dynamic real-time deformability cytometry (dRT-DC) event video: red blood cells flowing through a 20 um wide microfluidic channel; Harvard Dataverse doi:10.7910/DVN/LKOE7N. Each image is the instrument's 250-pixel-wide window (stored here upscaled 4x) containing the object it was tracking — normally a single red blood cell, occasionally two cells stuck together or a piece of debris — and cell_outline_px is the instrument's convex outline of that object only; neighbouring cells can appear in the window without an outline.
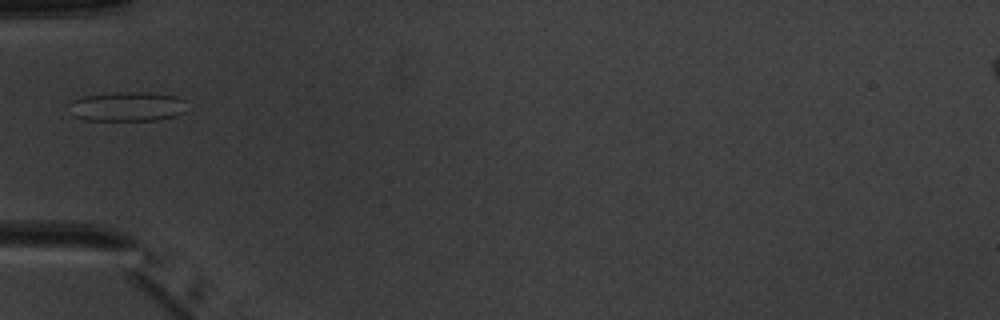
{"species": "common noctule bat (a hibernating species)", "species_latin": "Nyctalus noctula", "temperature_condition": "warm", "stored_images_in_passage": 2, "camera_frame_rate_fps": 3000, "um_per_image_px": 0.085, "animal": {"sex": "male", "body_mass_g": 20.1, "forearm_length_mm": 53.5}, "frame": {"image": 1, "passage_image": 1, "time_ms": 0.0, "image_size_px": [1000, 320], "cell_outline_px": [[192, 100], [188, 112], [176, 116], [160, 120], [84, 120], [72, 116], [68, 104], [72, 100], [84, 96], [116, 92], [148, 92], [176, 96]], "centroid_in_image_um": [10.94, 9.05], "position_along_channel_um": 74.1, "area_um2": 21.1}}
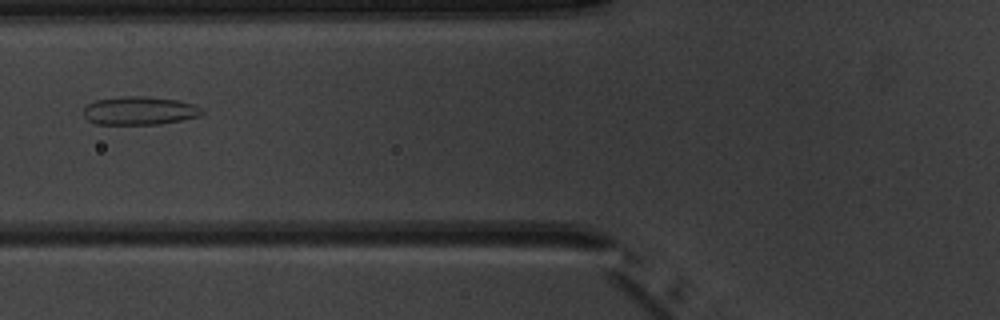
{"frame": {"image": 2, "passage_image": 2, "time_ms": 1.0, "image_size_px": [1000, 320], "cell_outline_px": [[204, 112], [200, 116], [160, 124], [96, 124], [88, 120], [84, 116], [84, 108], [88, 104], [96, 100], [120, 96], [140, 96], [180, 100], [196, 104]], "centroid_in_image_um": [11.87, 9.4], "position_along_channel_um": 113.9, "area_um2": 19.59}}